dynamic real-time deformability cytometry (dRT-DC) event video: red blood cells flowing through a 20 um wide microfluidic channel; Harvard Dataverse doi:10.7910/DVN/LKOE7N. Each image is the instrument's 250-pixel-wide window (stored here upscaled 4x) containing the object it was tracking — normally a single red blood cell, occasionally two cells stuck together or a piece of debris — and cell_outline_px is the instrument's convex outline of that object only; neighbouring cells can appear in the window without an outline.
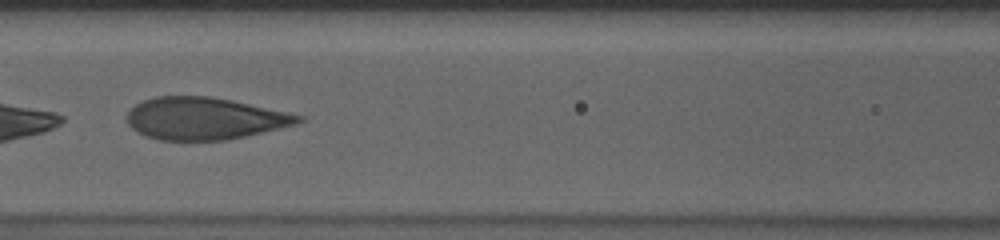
{"species": "human", "species_latin": "Homo sapiens", "temperature_condition": "cold", "stored_images_in_passage": 42, "camera_frame_rate_fps": 3000, "um_per_image_px": 0.085, "donor": {"sex": "male"}, "frame": {"image": 1, "passage_image": 17, "time_ms": 5.333, "image_size_px": [1000, 240], "cell_outline_px": [[304, 120], [296, 124], [280, 128], [228, 140], [160, 140], [136, 132], [128, 124], [128, 112], [136, 104], [144, 100], [156, 96], [208, 96], [232, 100], [288, 112], [304, 116]], "centroid_in_image_um": [17.4, 10.07], "position_along_channel_um": 149.2, "area_um2": 41.96}}
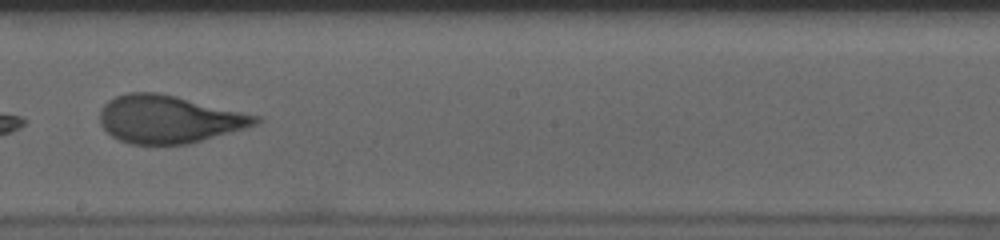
{"frame": {"image": 2, "passage_image": 24, "time_ms": 7.667, "image_size_px": [1000, 240], "cell_outline_px": [[264, 120], [256, 124], [244, 128], [188, 144], [128, 144], [112, 136], [100, 124], [100, 108], [108, 100], [116, 96], [128, 92], [156, 92], [176, 96], [260, 116]], "centroid_in_image_um": [14.33, 10.13], "position_along_channel_um": 233.9, "area_um2": 43.12}}
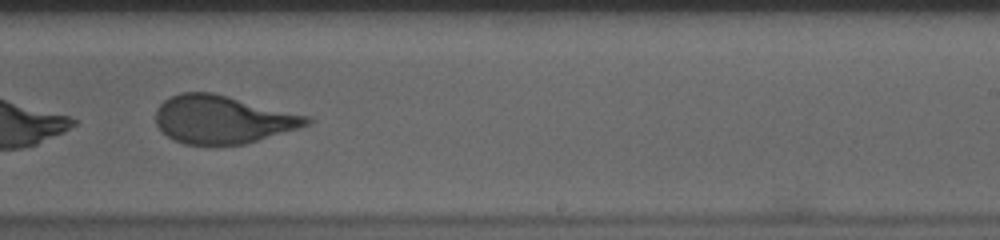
{"frame": {"image": 3, "passage_image": 27, "time_ms": 8.667, "image_size_px": [1000, 240], "cell_outline_px": [[312, 124], [300, 128], [244, 144], [216, 148], [212, 148], [184, 144], [168, 136], [156, 124], [156, 108], [164, 100], [180, 92], [212, 92], [312, 116]], "centroid_in_image_um": [18.96, 10.19], "position_along_channel_um": 270.0, "area_um2": 43.23}, "authors_computed_cell_mechanics": {"area_um2": 43.6968, "velocity_mm_per_s": 3.6447, "shape_relaxation_time_tau1_ms": 5.4673, "shape_relaxation_time_tau2_ms": 0.8497, "deformation_change_tau1": 0.1968, "deformation_change_tau2": 0.0699}}